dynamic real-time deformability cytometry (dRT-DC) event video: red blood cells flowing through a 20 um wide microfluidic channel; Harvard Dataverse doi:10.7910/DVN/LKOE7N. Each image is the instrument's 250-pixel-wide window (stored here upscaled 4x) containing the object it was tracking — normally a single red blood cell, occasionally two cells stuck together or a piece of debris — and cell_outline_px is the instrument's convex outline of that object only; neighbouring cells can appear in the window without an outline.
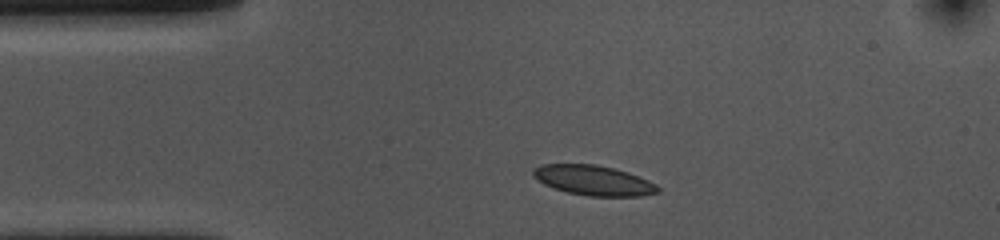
{"species": "common noctule bat (a hibernating species)", "species_latin": "Nyctalus noctula", "temperature_condition": "cold", "stored_images_in_passage": 35, "camera_frame_rate_fps": 3000, "um_per_image_px": 0.085, "animal": {"sex": "female", "body_mass_g": 10.0, "forearm_length_mm": 53.1}, "frame": {"image": 1, "passage_image": 1, "time_ms": 0.0, "image_size_px": [1000, 240], "cell_outline_px": [[660, 192], [640, 196], [588, 196], [568, 192], [552, 188], [544, 184], [532, 176], [532, 168], [540, 164], [596, 164], [628, 172], [648, 180], [656, 184], [660, 188]], "centroid_in_image_um": [50.42, 15.33], "position_along_channel_um": 34.6, "area_um2": 21.91}}
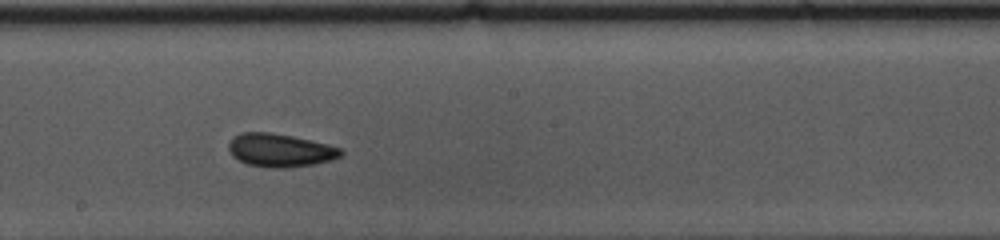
{"frame": {"image": 2, "passage_image": 19, "time_ms": 6.0, "image_size_px": [1000, 240], "cell_outline_px": [[344, 152], [340, 156], [332, 160], [312, 164], [284, 168], [272, 168], [248, 164], [232, 156], [228, 148], [228, 144], [232, 136], [240, 132], [268, 132], [292, 136], [328, 144], [340, 148]], "centroid_in_image_um": [23.78, 12.76], "position_along_channel_um": 224.4, "area_um2": 21.68}}
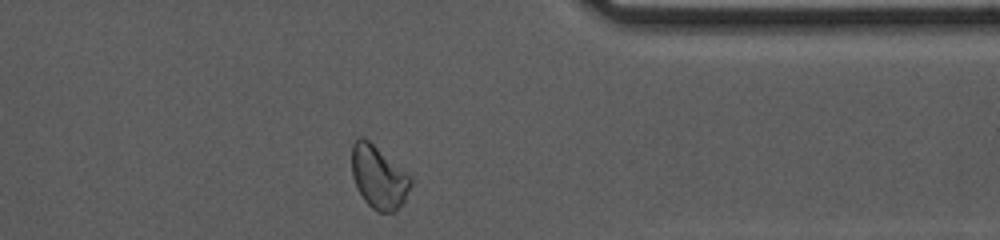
{"frame": {"image": 3, "passage_image": 33, "time_ms": 10.667, "image_size_px": [1000, 240], "cell_outline_px": [[412, 184], [404, 200], [396, 212], [376, 212], [364, 200], [356, 188], [352, 176], [352, 144], [356, 136], [364, 136], [412, 176]], "centroid_in_image_um": [32.18, 15.04], "position_along_channel_um": 379.2, "area_um2": 21.96}, "authors_computed_cell_mechanics": {"area_um2": 21.1548, "velocity_mm_per_s": 3.6053, "shape_relaxation_time_tau1_ms": 4.454, "shape_relaxation_time_tau2_ms": 3.6803, "deformation_change_tau1": 0.1023, "deformation_change_tau2": 0.0911}}